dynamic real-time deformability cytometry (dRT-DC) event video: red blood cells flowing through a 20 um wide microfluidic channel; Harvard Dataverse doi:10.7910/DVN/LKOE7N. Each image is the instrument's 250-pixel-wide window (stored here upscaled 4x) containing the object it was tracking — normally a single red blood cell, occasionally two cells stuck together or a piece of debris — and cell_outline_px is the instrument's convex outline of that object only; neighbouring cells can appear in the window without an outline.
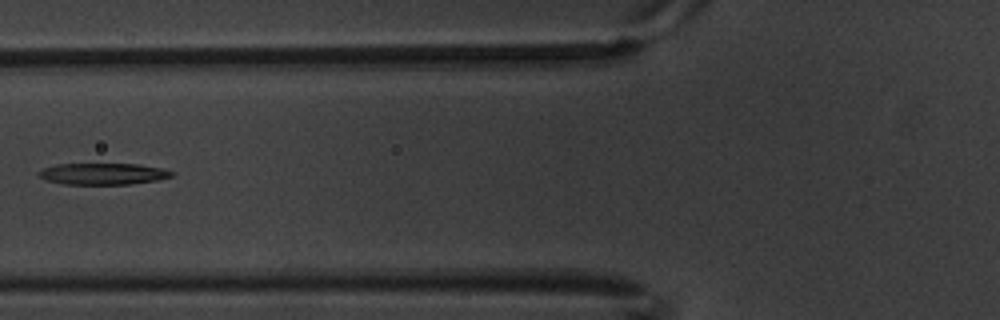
{"species": "common noctule bat (a hibernating species)", "species_latin": "Nyctalus noctula", "temperature_condition": "warm", "stored_images_in_passage": 8, "camera_frame_rate_fps": 3000, "um_per_image_px": 0.085, "animal": {"sex": "male", "body_mass_g": 20.1, "forearm_length_mm": 53.5}, "frame": {"image": 1, "passage_image": 6, "time_ms": 1.667, "image_size_px": [1000, 320], "cell_outline_px": [[176, 172], [172, 176], [156, 180], [128, 184], [64, 184], [48, 180], [40, 176], [36, 172], [44, 168], [56, 164], [140, 164], [160, 168]], "centroid_in_image_um": [8.76, 14.77], "position_along_channel_um": 117.0, "area_um2": 16.47}}
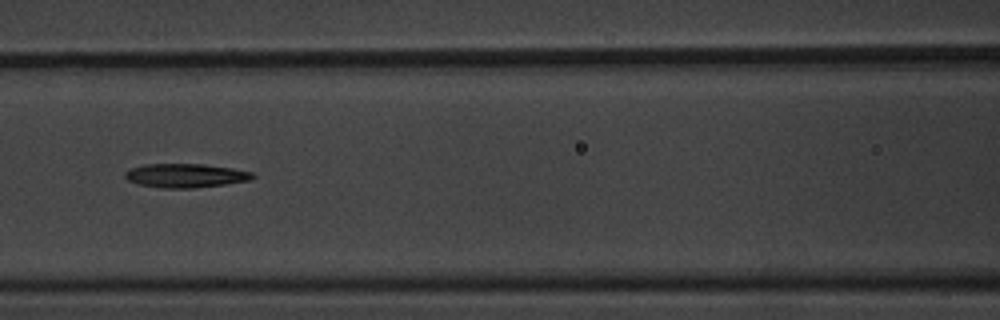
{"frame": {"image": 2, "passage_image": 7, "time_ms": 2.0, "image_size_px": [1000, 320], "cell_outline_px": [[256, 176], [248, 180], [224, 184], [196, 188], [160, 188], [140, 184], [128, 180], [124, 176], [124, 172], [132, 168], [144, 164], [204, 164], [232, 168], [252, 172]], "centroid_in_image_um": [15.76, 14.92], "position_along_channel_um": 150.8, "area_um2": 17.69}}
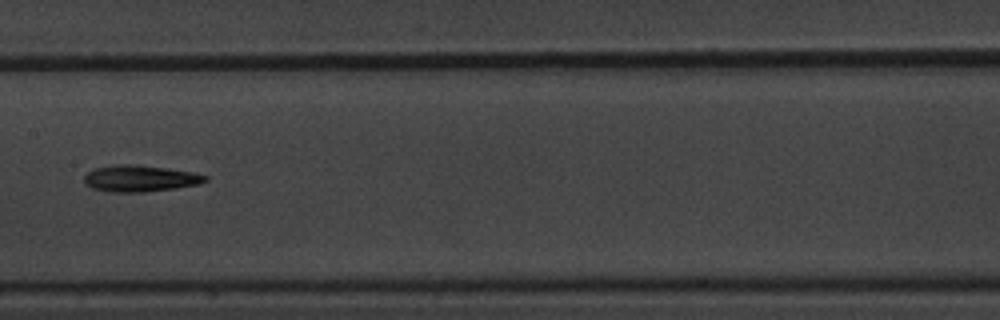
{"frame": {"image": 3, "passage_image": 8, "time_ms": 2.333, "image_size_px": [1000, 320], "cell_outline_px": [[208, 180], [200, 184], [176, 188], [144, 192], [108, 192], [92, 188], [84, 184], [84, 176], [88, 172], [96, 168], [116, 164], [136, 164], [164, 168], [188, 172], [208, 176]], "centroid_in_image_um": [11.86, 15.18], "position_along_channel_um": 195.5, "area_um2": 18.61}}